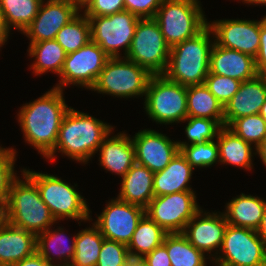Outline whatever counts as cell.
Listing matches in <instances>:
<instances>
[{"label":"cell","mask_w":266,"mask_h":266,"mask_svg":"<svg viewBox=\"0 0 266 266\" xmlns=\"http://www.w3.org/2000/svg\"><path fill=\"white\" fill-rule=\"evenodd\" d=\"M145 261V255L129 249L126 250L123 266H141Z\"/></svg>","instance_id":"cell-46"},{"label":"cell","mask_w":266,"mask_h":266,"mask_svg":"<svg viewBox=\"0 0 266 266\" xmlns=\"http://www.w3.org/2000/svg\"><path fill=\"white\" fill-rule=\"evenodd\" d=\"M170 46L154 18L139 19L125 58L145 68L151 75H163L167 69Z\"/></svg>","instance_id":"cell-9"},{"label":"cell","mask_w":266,"mask_h":266,"mask_svg":"<svg viewBox=\"0 0 266 266\" xmlns=\"http://www.w3.org/2000/svg\"><path fill=\"white\" fill-rule=\"evenodd\" d=\"M258 266H266V261H264L263 263L259 264Z\"/></svg>","instance_id":"cell-55"},{"label":"cell","mask_w":266,"mask_h":266,"mask_svg":"<svg viewBox=\"0 0 266 266\" xmlns=\"http://www.w3.org/2000/svg\"><path fill=\"white\" fill-rule=\"evenodd\" d=\"M193 171L194 168L179 151L163 170L154 173V196L194 191L189 185Z\"/></svg>","instance_id":"cell-23"},{"label":"cell","mask_w":266,"mask_h":266,"mask_svg":"<svg viewBox=\"0 0 266 266\" xmlns=\"http://www.w3.org/2000/svg\"><path fill=\"white\" fill-rule=\"evenodd\" d=\"M141 266H149V264L146 261H144Z\"/></svg>","instance_id":"cell-53"},{"label":"cell","mask_w":266,"mask_h":266,"mask_svg":"<svg viewBox=\"0 0 266 266\" xmlns=\"http://www.w3.org/2000/svg\"><path fill=\"white\" fill-rule=\"evenodd\" d=\"M3 219V212H2V209L0 208V222L2 221Z\"/></svg>","instance_id":"cell-52"},{"label":"cell","mask_w":266,"mask_h":266,"mask_svg":"<svg viewBox=\"0 0 266 266\" xmlns=\"http://www.w3.org/2000/svg\"><path fill=\"white\" fill-rule=\"evenodd\" d=\"M66 54L77 51L91 41V28L88 18L81 12L63 26L55 39Z\"/></svg>","instance_id":"cell-34"},{"label":"cell","mask_w":266,"mask_h":266,"mask_svg":"<svg viewBox=\"0 0 266 266\" xmlns=\"http://www.w3.org/2000/svg\"><path fill=\"white\" fill-rule=\"evenodd\" d=\"M37 186L41 199L47 205L56 221L74 219L80 222L91 221L89 205L74 186L57 175L21 169Z\"/></svg>","instance_id":"cell-5"},{"label":"cell","mask_w":266,"mask_h":266,"mask_svg":"<svg viewBox=\"0 0 266 266\" xmlns=\"http://www.w3.org/2000/svg\"><path fill=\"white\" fill-rule=\"evenodd\" d=\"M144 100V110L157 124L180 123L188 116L187 87L168 80L164 75H152Z\"/></svg>","instance_id":"cell-7"},{"label":"cell","mask_w":266,"mask_h":266,"mask_svg":"<svg viewBox=\"0 0 266 266\" xmlns=\"http://www.w3.org/2000/svg\"><path fill=\"white\" fill-rule=\"evenodd\" d=\"M166 234L165 230L145 214L139 221L127 248L146 255L163 244Z\"/></svg>","instance_id":"cell-33"},{"label":"cell","mask_w":266,"mask_h":266,"mask_svg":"<svg viewBox=\"0 0 266 266\" xmlns=\"http://www.w3.org/2000/svg\"><path fill=\"white\" fill-rule=\"evenodd\" d=\"M57 227L37 235L36 251L53 266H69L75 254L76 235L71 240L62 226Z\"/></svg>","instance_id":"cell-25"},{"label":"cell","mask_w":266,"mask_h":266,"mask_svg":"<svg viewBox=\"0 0 266 266\" xmlns=\"http://www.w3.org/2000/svg\"><path fill=\"white\" fill-rule=\"evenodd\" d=\"M256 154L266 167V138L256 147Z\"/></svg>","instance_id":"cell-48"},{"label":"cell","mask_w":266,"mask_h":266,"mask_svg":"<svg viewBox=\"0 0 266 266\" xmlns=\"http://www.w3.org/2000/svg\"><path fill=\"white\" fill-rule=\"evenodd\" d=\"M227 225L223 212L210 213L201 208L186 224L182 233L196 249L207 256L209 254L208 257L213 261L222 247Z\"/></svg>","instance_id":"cell-17"},{"label":"cell","mask_w":266,"mask_h":266,"mask_svg":"<svg viewBox=\"0 0 266 266\" xmlns=\"http://www.w3.org/2000/svg\"><path fill=\"white\" fill-rule=\"evenodd\" d=\"M87 18L91 28V41L97 43L110 58L125 57L140 18L126 10Z\"/></svg>","instance_id":"cell-10"},{"label":"cell","mask_w":266,"mask_h":266,"mask_svg":"<svg viewBox=\"0 0 266 266\" xmlns=\"http://www.w3.org/2000/svg\"><path fill=\"white\" fill-rule=\"evenodd\" d=\"M80 5L85 1V0H76Z\"/></svg>","instance_id":"cell-54"},{"label":"cell","mask_w":266,"mask_h":266,"mask_svg":"<svg viewBox=\"0 0 266 266\" xmlns=\"http://www.w3.org/2000/svg\"><path fill=\"white\" fill-rule=\"evenodd\" d=\"M113 126L99 120L89 113L70 107L64 115L54 150L46 157L48 161L56 158V152L73 161L88 164L98 153L100 144L111 133Z\"/></svg>","instance_id":"cell-2"},{"label":"cell","mask_w":266,"mask_h":266,"mask_svg":"<svg viewBox=\"0 0 266 266\" xmlns=\"http://www.w3.org/2000/svg\"><path fill=\"white\" fill-rule=\"evenodd\" d=\"M266 100V75L241 82L238 91L224 106V126L234 119L260 113Z\"/></svg>","instance_id":"cell-19"},{"label":"cell","mask_w":266,"mask_h":266,"mask_svg":"<svg viewBox=\"0 0 266 266\" xmlns=\"http://www.w3.org/2000/svg\"><path fill=\"white\" fill-rule=\"evenodd\" d=\"M163 245L167 248L171 266H207V261L212 262L206 254L196 249L183 233H167Z\"/></svg>","instance_id":"cell-30"},{"label":"cell","mask_w":266,"mask_h":266,"mask_svg":"<svg viewBox=\"0 0 266 266\" xmlns=\"http://www.w3.org/2000/svg\"><path fill=\"white\" fill-rule=\"evenodd\" d=\"M209 73L228 76L241 82L258 75L254 57L215 43L210 52Z\"/></svg>","instance_id":"cell-20"},{"label":"cell","mask_w":266,"mask_h":266,"mask_svg":"<svg viewBox=\"0 0 266 266\" xmlns=\"http://www.w3.org/2000/svg\"><path fill=\"white\" fill-rule=\"evenodd\" d=\"M216 266H258L266 261V245L255 230L227 225Z\"/></svg>","instance_id":"cell-11"},{"label":"cell","mask_w":266,"mask_h":266,"mask_svg":"<svg viewBox=\"0 0 266 266\" xmlns=\"http://www.w3.org/2000/svg\"><path fill=\"white\" fill-rule=\"evenodd\" d=\"M10 30L6 26L3 13L0 9V48L5 45L8 40Z\"/></svg>","instance_id":"cell-47"},{"label":"cell","mask_w":266,"mask_h":266,"mask_svg":"<svg viewBox=\"0 0 266 266\" xmlns=\"http://www.w3.org/2000/svg\"><path fill=\"white\" fill-rule=\"evenodd\" d=\"M240 84L239 80L212 73H209L205 79V85L223 106L238 91Z\"/></svg>","instance_id":"cell-39"},{"label":"cell","mask_w":266,"mask_h":266,"mask_svg":"<svg viewBox=\"0 0 266 266\" xmlns=\"http://www.w3.org/2000/svg\"><path fill=\"white\" fill-rule=\"evenodd\" d=\"M199 0H163L154 19L172 47L200 33L207 25Z\"/></svg>","instance_id":"cell-6"},{"label":"cell","mask_w":266,"mask_h":266,"mask_svg":"<svg viewBox=\"0 0 266 266\" xmlns=\"http://www.w3.org/2000/svg\"><path fill=\"white\" fill-rule=\"evenodd\" d=\"M37 236L13 226L6 220L0 222V266H11L36 252Z\"/></svg>","instance_id":"cell-22"},{"label":"cell","mask_w":266,"mask_h":266,"mask_svg":"<svg viewBox=\"0 0 266 266\" xmlns=\"http://www.w3.org/2000/svg\"><path fill=\"white\" fill-rule=\"evenodd\" d=\"M104 239L94 223L78 231L75 254L69 266H96Z\"/></svg>","instance_id":"cell-31"},{"label":"cell","mask_w":266,"mask_h":266,"mask_svg":"<svg viewBox=\"0 0 266 266\" xmlns=\"http://www.w3.org/2000/svg\"><path fill=\"white\" fill-rule=\"evenodd\" d=\"M213 44L214 36L207 25L194 37L170 47L168 65L163 75L186 87L205 83Z\"/></svg>","instance_id":"cell-4"},{"label":"cell","mask_w":266,"mask_h":266,"mask_svg":"<svg viewBox=\"0 0 266 266\" xmlns=\"http://www.w3.org/2000/svg\"><path fill=\"white\" fill-rule=\"evenodd\" d=\"M153 180L154 173L136 162L122 177L117 198L145 209L154 197Z\"/></svg>","instance_id":"cell-24"},{"label":"cell","mask_w":266,"mask_h":266,"mask_svg":"<svg viewBox=\"0 0 266 266\" xmlns=\"http://www.w3.org/2000/svg\"><path fill=\"white\" fill-rule=\"evenodd\" d=\"M180 152L194 169L207 168L219 162L217 139L182 146Z\"/></svg>","instance_id":"cell-37"},{"label":"cell","mask_w":266,"mask_h":266,"mask_svg":"<svg viewBox=\"0 0 266 266\" xmlns=\"http://www.w3.org/2000/svg\"><path fill=\"white\" fill-rule=\"evenodd\" d=\"M17 151L0 146V208L3 210L12 182L18 177L15 171Z\"/></svg>","instance_id":"cell-38"},{"label":"cell","mask_w":266,"mask_h":266,"mask_svg":"<svg viewBox=\"0 0 266 266\" xmlns=\"http://www.w3.org/2000/svg\"><path fill=\"white\" fill-rule=\"evenodd\" d=\"M21 175L22 180L18 176L11 184L3 219L37 236L58 222L41 199L36 184L23 171Z\"/></svg>","instance_id":"cell-3"},{"label":"cell","mask_w":266,"mask_h":266,"mask_svg":"<svg viewBox=\"0 0 266 266\" xmlns=\"http://www.w3.org/2000/svg\"><path fill=\"white\" fill-rule=\"evenodd\" d=\"M81 12L76 0H43L38 14L23 32L29 43L56 39L58 31Z\"/></svg>","instance_id":"cell-15"},{"label":"cell","mask_w":266,"mask_h":266,"mask_svg":"<svg viewBox=\"0 0 266 266\" xmlns=\"http://www.w3.org/2000/svg\"><path fill=\"white\" fill-rule=\"evenodd\" d=\"M214 43L256 57L260 46V20L220 19L208 22Z\"/></svg>","instance_id":"cell-16"},{"label":"cell","mask_w":266,"mask_h":266,"mask_svg":"<svg viewBox=\"0 0 266 266\" xmlns=\"http://www.w3.org/2000/svg\"><path fill=\"white\" fill-rule=\"evenodd\" d=\"M263 119L266 121V100L264 102V104L261 107L260 113H259Z\"/></svg>","instance_id":"cell-51"},{"label":"cell","mask_w":266,"mask_h":266,"mask_svg":"<svg viewBox=\"0 0 266 266\" xmlns=\"http://www.w3.org/2000/svg\"><path fill=\"white\" fill-rule=\"evenodd\" d=\"M151 76L125 57L109 58L91 91L125 99L143 97Z\"/></svg>","instance_id":"cell-8"},{"label":"cell","mask_w":266,"mask_h":266,"mask_svg":"<svg viewBox=\"0 0 266 266\" xmlns=\"http://www.w3.org/2000/svg\"><path fill=\"white\" fill-rule=\"evenodd\" d=\"M185 134L188 141H177L179 149L182 146L190 144L204 143L217 138L219 130L222 126L216 121L208 118L186 117Z\"/></svg>","instance_id":"cell-35"},{"label":"cell","mask_w":266,"mask_h":266,"mask_svg":"<svg viewBox=\"0 0 266 266\" xmlns=\"http://www.w3.org/2000/svg\"><path fill=\"white\" fill-rule=\"evenodd\" d=\"M227 128L255 148L266 138V121L259 113L234 119Z\"/></svg>","instance_id":"cell-36"},{"label":"cell","mask_w":266,"mask_h":266,"mask_svg":"<svg viewBox=\"0 0 266 266\" xmlns=\"http://www.w3.org/2000/svg\"><path fill=\"white\" fill-rule=\"evenodd\" d=\"M163 0H124L125 10L140 19L154 18Z\"/></svg>","instance_id":"cell-42"},{"label":"cell","mask_w":266,"mask_h":266,"mask_svg":"<svg viewBox=\"0 0 266 266\" xmlns=\"http://www.w3.org/2000/svg\"><path fill=\"white\" fill-rule=\"evenodd\" d=\"M27 51L34 58L30 69L36 76L50 71L60 75L67 54L55 39L29 43Z\"/></svg>","instance_id":"cell-28"},{"label":"cell","mask_w":266,"mask_h":266,"mask_svg":"<svg viewBox=\"0 0 266 266\" xmlns=\"http://www.w3.org/2000/svg\"><path fill=\"white\" fill-rule=\"evenodd\" d=\"M188 117H200L216 120L224 127V106L203 84L187 87Z\"/></svg>","instance_id":"cell-29"},{"label":"cell","mask_w":266,"mask_h":266,"mask_svg":"<svg viewBox=\"0 0 266 266\" xmlns=\"http://www.w3.org/2000/svg\"><path fill=\"white\" fill-rule=\"evenodd\" d=\"M145 209L122 201L117 197L108 201L96 221L103 237L107 240L128 245Z\"/></svg>","instance_id":"cell-14"},{"label":"cell","mask_w":266,"mask_h":266,"mask_svg":"<svg viewBox=\"0 0 266 266\" xmlns=\"http://www.w3.org/2000/svg\"><path fill=\"white\" fill-rule=\"evenodd\" d=\"M124 10V0H85L81 4L86 17L107 16Z\"/></svg>","instance_id":"cell-41"},{"label":"cell","mask_w":266,"mask_h":266,"mask_svg":"<svg viewBox=\"0 0 266 266\" xmlns=\"http://www.w3.org/2000/svg\"><path fill=\"white\" fill-rule=\"evenodd\" d=\"M195 192L154 196L145 208V214L167 233H182L186 224L201 209Z\"/></svg>","instance_id":"cell-12"},{"label":"cell","mask_w":266,"mask_h":266,"mask_svg":"<svg viewBox=\"0 0 266 266\" xmlns=\"http://www.w3.org/2000/svg\"><path fill=\"white\" fill-rule=\"evenodd\" d=\"M11 266H53L48 263L37 251Z\"/></svg>","instance_id":"cell-45"},{"label":"cell","mask_w":266,"mask_h":266,"mask_svg":"<svg viewBox=\"0 0 266 266\" xmlns=\"http://www.w3.org/2000/svg\"><path fill=\"white\" fill-rule=\"evenodd\" d=\"M43 0H0V9L3 13L6 26L21 32L30 25L38 14Z\"/></svg>","instance_id":"cell-32"},{"label":"cell","mask_w":266,"mask_h":266,"mask_svg":"<svg viewBox=\"0 0 266 266\" xmlns=\"http://www.w3.org/2000/svg\"><path fill=\"white\" fill-rule=\"evenodd\" d=\"M265 208L264 198L241 193L226 203L223 213L228 224L256 231L260 226Z\"/></svg>","instance_id":"cell-26"},{"label":"cell","mask_w":266,"mask_h":266,"mask_svg":"<svg viewBox=\"0 0 266 266\" xmlns=\"http://www.w3.org/2000/svg\"><path fill=\"white\" fill-rule=\"evenodd\" d=\"M256 232L258 233V235L260 236V238L263 240V242L266 245V208H265L260 226L258 227Z\"/></svg>","instance_id":"cell-49"},{"label":"cell","mask_w":266,"mask_h":266,"mask_svg":"<svg viewBox=\"0 0 266 266\" xmlns=\"http://www.w3.org/2000/svg\"><path fill=\"white\" fill-rule=\"evenodd\" d=\"M109 58L97 43L90 41L66 55L59 83L54 87L64 90L73 85L91 90Z\"/></svg>","instance_id":"cell-13"},{"label":"cell","mask_w":266,"mask_h":266,"mask_svg":"<svg viewBox=\"0 0 266 266\" xmlns=\"http://www.w3.org/2000/svg\"><path fill=\"white\" fill-rule=\"evenodd\" d=\"M216 139L219 164H229L244 170L253 169L252 160L256 156V148L252 144L244 141L225 126L219 130Z\"/></svg>","instance_id":"cell-27"},{"label":"cell","mask_w":266,"mask_h":266,"mask_svg":"<svg viewBox=\"0 0 266 266\" xmlns=\"http://www.w3.org/2000/svg\"><path fill=\"white\" fill-rule=\"evenodd\" d=\"M23 105L17 119L24 140L46 158L54 150L61 122L70 108L64 99V92L53 87Z\"/></svg>","instance_id":"cell-1"},{"label":"cell","mask_w":266,"mask_h":266,"mask_svg":"<svg viewBox=\"0 0 266 266\" xmlns=\"http://www.w3.org/2000/svg\"><path fill=\"white\" fill-rule=\"evenodd\" d=\"M242 2H245L246 4L250 5H263L266 6V0H240Z\"/></svg>","instance_id":"cell-50"},{"label":"cell","mask_w":266,"mask_h":266,"mask_svg":"<svg viewBox=\"0 0 266 266\" xmlns=\"http://www.w3.org/2000/svg\"><path fill=\"white\" fill-rule=\"evenodd\" d=\"M111 134L112 132L99 146L98 161L106 172H112L122 178L136 163L135 147L131 135L123 131L114 136Z\"/></svg>","instance_id":"cell-21"},{"label":"cell","mask_w":266,"mask_h":266,"mask_svg":"<svg viewBox=\"0 0 266 266\" xmlns=\"http://www.w3.org/2000/svg\"><path fill=\"white\" fill-rule=\"evenodd\" d=\"M127 245L104 239L96 266H123Z\"/></svg>","instance_id":"cell-40"},{"label":"cell","mask_w":266,"mask_h":266,"mask_svg":"<svg viewBox=\"0 0 266 266\" xmlns=\"http://www.w3.org/2000/svg\"><path fill=\"white\" fill-rule=\"evenodd\" d=\"M258 74H266V14L260 19V46L255 57Z\"/></svg>","instance_id":"cell-43"},{"label":"cell","mask_w":266,"mask_h":266,"mask_svg":"<svg viewBox=\"0 0 266 266\" xmlns=\"http://www.w3.org/2000/svg\"><path fill=\"white\" fill-rule=\"evenodd\" d=\"M145 261L149 266H171L167 248L163 244L146 254Z\"/></svg>","instance_id":"cell-44"},{"label":"cell","mask_w":266,"mask_h":266,"mask_svg":"<svg viewBox=\"0 0 266 266\" xmlns=\"http://www.w3.org/2000/svg\"><path fill=\"white\" fill-rule=\"evenodd\" d=\"M131 138L136 162L153 173L163 170L180 151L177 141L153 129L139 130Z\"/></svg>","instance_id":"cell-18"}]
</instances>
